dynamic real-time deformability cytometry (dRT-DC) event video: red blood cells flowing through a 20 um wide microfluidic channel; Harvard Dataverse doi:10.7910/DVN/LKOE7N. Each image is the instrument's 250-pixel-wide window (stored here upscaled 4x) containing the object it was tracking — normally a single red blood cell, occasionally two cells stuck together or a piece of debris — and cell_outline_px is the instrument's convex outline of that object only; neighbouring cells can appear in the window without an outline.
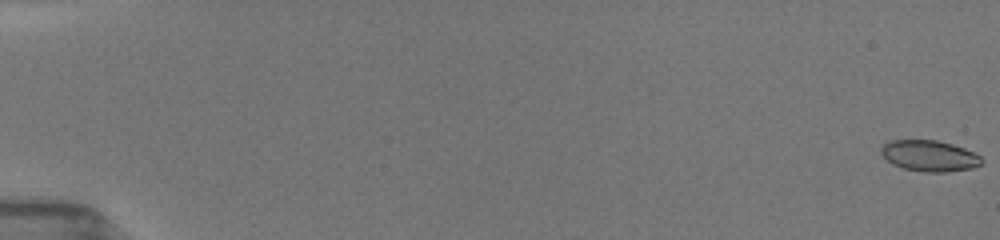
{"species": "common noctule bat (a hibernating species)", "species_latin": "Nyctalus noctula", "temperature_condition": "room temperature", "stored_images_in_passage": 24, "camera_frame_rate_fps": 3000, "um_per_image_px": 0.085, "animal": {"sex": "female", "body_mass_g": 19.5, "forearm_length_mm": 54.1}, "frame": {"image": 1, "passage_image": 1, "time_ms": 0.0, "image_size_px": [1000, 240], "cell_outline_px": [[984, 160], [980, 164], [972, 168], [944, 172], [924, 172], [904, 168], [892, 164], [880, 152], [880, 148], [888, 140], [936, 140], [952, 144], [964, 148], [980, 156]], "centroid_in_image_um": [78.99, 13.24], "position_along_channel_um": 6.0, "area_um2": 18.09}}
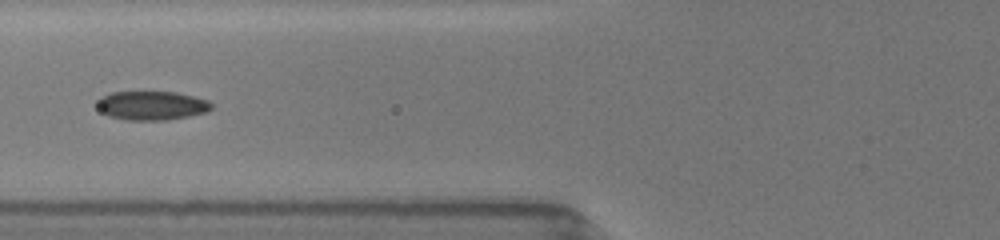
{"frame": {"image": 2, "passage_image": 21, "time_ms": 7.333, "image_size_px": [1000, 240], "cell_outline_px": [[212, 108], [208, 112], [188, 116], [164, 120], [128, 120], [108, 116], [96, 104], [100, 96], [112, 92], [176, 92], [208, 100], [212, 104]], "centroid_in_image_um": [12.91, 8.97], "position_along_channel_um": 112.9, "area_um2": 19.19}}
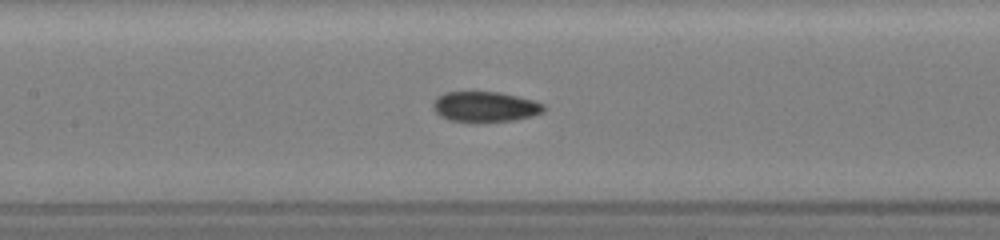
{"frame": {"image": 3, "passage_image": 24, "time_ms": 8.667, "image_size_px": [1000, 240], "cell_outline_px": [[544, 112], [532, 116], [516, 120], [476, 124], [448, 120], [440, 116], [432, 108], [432, 104], [436, 96], [444, 92], [500, 92], [536, 100], [544, 104]], "centroid_in_image_um": [41.22, 9.1], "position_along_channel_um": 166.2, "area_um2": 20.35}}